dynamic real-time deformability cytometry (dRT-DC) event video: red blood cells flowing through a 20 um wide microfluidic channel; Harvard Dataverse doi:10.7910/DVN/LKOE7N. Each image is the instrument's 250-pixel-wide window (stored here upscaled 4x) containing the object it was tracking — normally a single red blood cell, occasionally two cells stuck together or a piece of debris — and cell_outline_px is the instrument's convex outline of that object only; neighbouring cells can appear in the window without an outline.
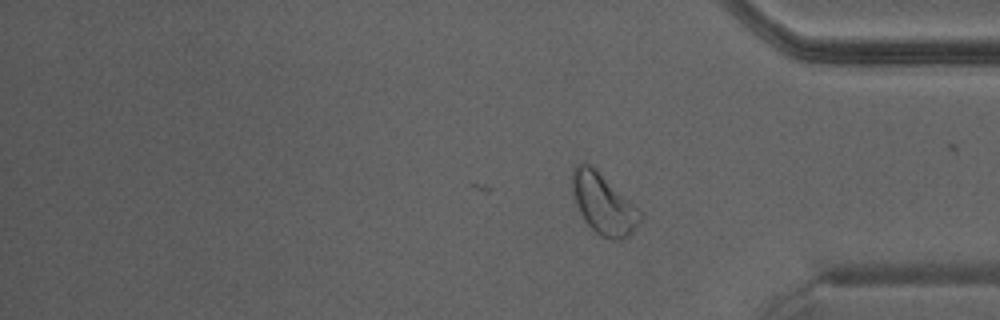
{"species": "Egyptian fruit bat (a non-hibernating species)", "species_latin": "Rousettus aegyptiacus", "temperature_condition": "warm", "stored_images_in_passage": 31, "camera_frame_rate_fps": 3000, "um_per_image_px": 0.085, "animal": {"sex": "male"}, "frame": {"image": 1, "passage_image": 31, "time_ms": 10.0, "image_size_px": [1000, 320], "cell_outline_px": [[640, 220], [632, 232], [628, 236], [620, 240], [612, 240], [596, 232], [584, 220], [580, 212], [576, 200], [572, 184], [572, 168], [580, 164], [588, 164], [636, 208], [640, 212]], "centroid_in_image_um": [51.26, 17.38], "position_along_channel_um": 383.9, "area_um2": 22.43}}